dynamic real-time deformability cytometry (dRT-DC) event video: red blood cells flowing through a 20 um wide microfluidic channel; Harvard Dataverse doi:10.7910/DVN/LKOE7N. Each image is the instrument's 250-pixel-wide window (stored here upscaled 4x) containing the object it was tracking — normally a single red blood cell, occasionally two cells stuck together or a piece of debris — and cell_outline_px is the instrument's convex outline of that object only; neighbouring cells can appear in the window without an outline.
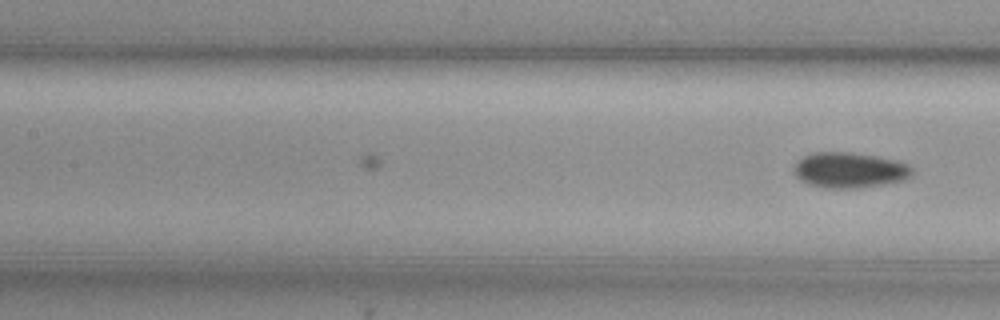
{"species": "common noctule bat (a hibernating species)", "species_latin": "Nyctalus noctula", "temperature_condition": "cold", "stored_images_in_passage": 4, "camera_frame_rate_fps": 3000, "um_per_image_px": 0.085, "animal": {"sex": "female", "body_mass_g": 29.2, "forearm_length_mm": 56.3}, "frame": {"image": 1, "passage_image": 4, "time_ms": 1.0, "image_size_px": [1000, 320], "cell_outline_px": [[912, 172], [904, 180], [860, 188], [824, 188], [808, 184], [800, 180], [792, 172], [792, 168], [796, 160], [812, 152], [852, 152], [900, 160], [908, 164], [912, 168]], "centroid_in_image_um": [72.16, 14.45], "position_along_channel_um": 135.2, "area_um2": 24.8}}